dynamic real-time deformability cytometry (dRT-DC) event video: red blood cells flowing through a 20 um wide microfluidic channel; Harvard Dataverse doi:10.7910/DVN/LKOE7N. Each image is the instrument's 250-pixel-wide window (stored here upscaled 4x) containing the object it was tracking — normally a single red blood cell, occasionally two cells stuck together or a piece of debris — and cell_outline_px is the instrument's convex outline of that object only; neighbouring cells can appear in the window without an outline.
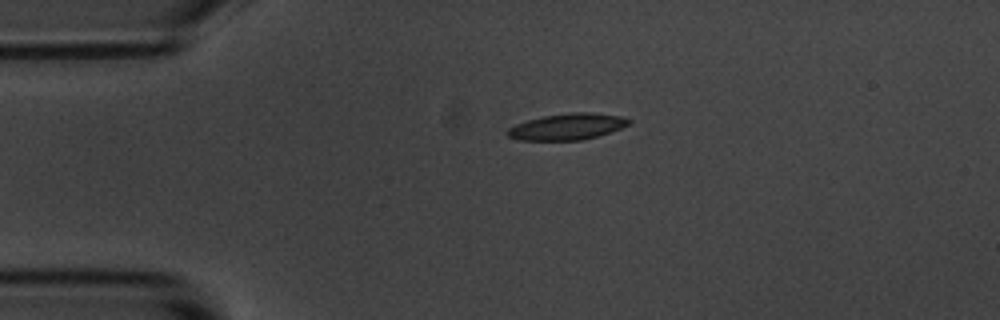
{"species": "common noctule bat (a hibernating species)", "species_latin": "Nyctalus noctula", "temperature_condition": "room temperature", "stored_images_in_passage": 2, "camera_frame_rate_fps": 3000, "um_per_image_px": 0.085, "animal": {"sex": "male", "body_mass_g": 20.1, "forearm_length_mm": 53.5}, "frame": {"image": 1, "passage_image": 1, "time_ms": 0.0, "image_size_px": [1000, 320], "cell_outline_px": [[632, 120], [628, 124], [620, 128], [596, 136], [580, 140], [520, 140], [508, 136], [508, 128], [516, 124], [528, 120], [544, 116], [572, 112], [592, 112], [620, 116]], "centroid_in_image_um": [48.21, 10.76], "position_along_channel_um": 36.8, "area_um2": 18.26}}